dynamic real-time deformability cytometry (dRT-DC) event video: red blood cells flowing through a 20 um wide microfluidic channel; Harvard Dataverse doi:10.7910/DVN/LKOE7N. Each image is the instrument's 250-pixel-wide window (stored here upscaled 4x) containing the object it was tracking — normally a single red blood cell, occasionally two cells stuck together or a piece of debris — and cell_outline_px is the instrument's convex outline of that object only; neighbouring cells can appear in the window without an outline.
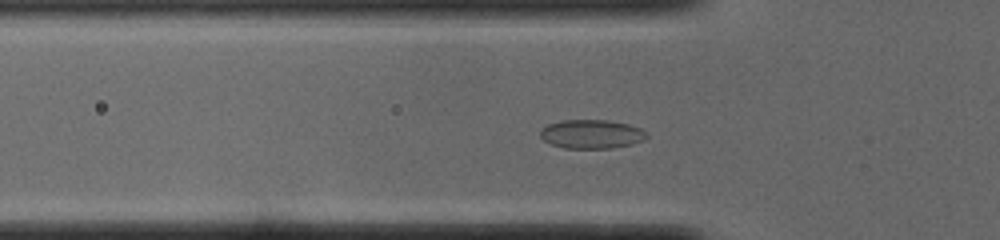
{"species": "common noctule bat (a hibernating species)", "species_latin": "Nyctalus noctula", "temperature_condition": "cold", "stored_images_in_passage": 42, "camera_frame_rate_fps": 3000, "um_per_image_px": 0.085, "animal": {"sex": "male", "body_mass_g": 19.0, "forearm_length_mm": 50.8}, "frame": {"image": 1, "passage_image": 7, "time_ms": 2.0, "image_size_px": [1000, 240], "cell_outline_px": [[648, 136], [644, 140], [632, 144], [612, 148], [564, 148], [552, 144], [544, 140], [540, 136], [540, 132], [548, 124], [560, 120], [608, 120], [628, 124], [640, 128], [648, 132]], "centroid_in_image_um": [50.31, 11.39], "position_along_channel_um": 75.5, "area_um2": 17.92}}
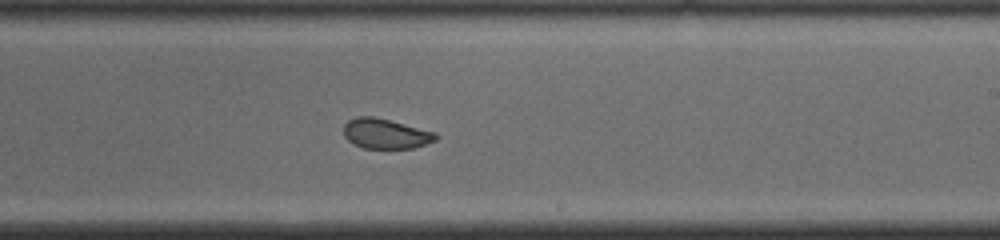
{"frame": {"image": 2, "passage_image": 21, "time_ms": 6.667, "image_size_px": [1000, 240], "cell_outline_px": [[440, 136], [436, 140], [412, 148], [364, 148], [352, 144], [344, 136], [344, 124], [348, 120], [356, 116], [376, 116], [436, 132]], "centroid_in_image_um": [32.77, 11.35], "position_along_channel_um": 256.2, "area_um2": 16.3}}
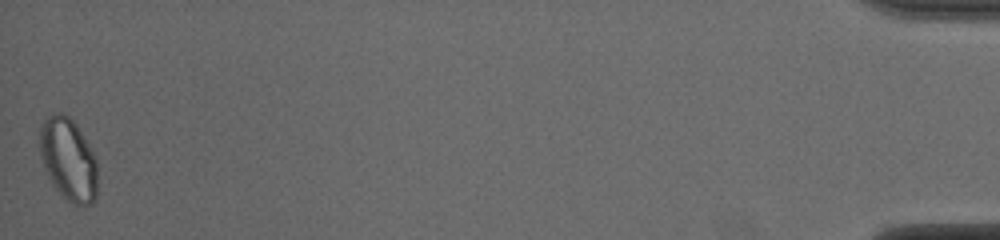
{"frame": {"image": 3, "passage_image": 42, "time_ms": 13.667, "image_size_px": [1000, 240], "cell_outline_px": [[96, 196], [92, 204], [84, 208], [72, 204], [52, 184], [44, 168], [40, 156], [40, 124], [52, 112], [60, 112], [68, 116], [76, 124], [88, 144], [96, 160]], "centroid_in_image_um": [5.8, 13.56], "position_along_channel_um": 429.4, "area_um2": 27.8}, "authors_computed_cell_mechanics": {"area_um2": 17.6868, "velocity_mm_per_s": 3.8771, "shape_relaxation_time_tau1_ms": null, "shape_relaxation_time_tau2_ms": 1.3397, "deformation_change_tau1": null, "deformation_change_tau2": 0.0446}}